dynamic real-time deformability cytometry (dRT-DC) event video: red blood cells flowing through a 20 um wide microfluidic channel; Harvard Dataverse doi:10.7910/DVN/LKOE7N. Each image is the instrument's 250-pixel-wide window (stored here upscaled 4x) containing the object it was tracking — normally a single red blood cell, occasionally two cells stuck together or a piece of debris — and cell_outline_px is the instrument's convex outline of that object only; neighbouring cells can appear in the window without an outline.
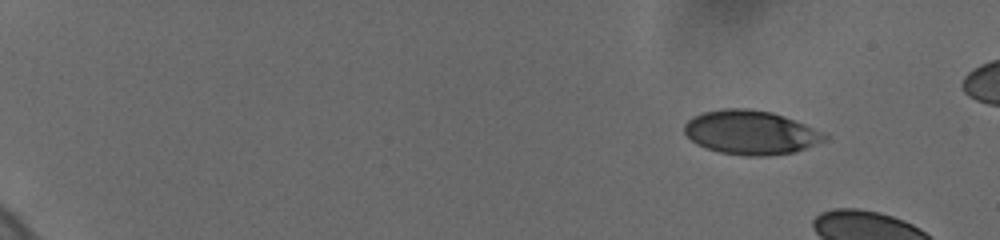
{"species": "human", "species_latin": "Homo sapiens", "temperature_condition": "cold", "stored_images_in_passage": 7, "camera_frame_rate_fps": 3000, "um_per_image_px": 0.085, "donor": {"sex": "female"}, "frame": {"image": 1, "passage_image": 1, "time_ms": 0.0, "image_size_px": [1000, 240], "cell_outline_px": [[828, 140], [796, 152], [768, 156], [748, 156], [720, 152], [696, 144], [684, 132], [684, 124], [692, 116], [704, 112], [724, 108], [748, 108], [772, 112], [784, 116], [824, 132], [828, 136]], "centroid_in_image_um": [63.84, 11.26], "position_along_channel_um": 21.2, "area_um2": 36.13}}